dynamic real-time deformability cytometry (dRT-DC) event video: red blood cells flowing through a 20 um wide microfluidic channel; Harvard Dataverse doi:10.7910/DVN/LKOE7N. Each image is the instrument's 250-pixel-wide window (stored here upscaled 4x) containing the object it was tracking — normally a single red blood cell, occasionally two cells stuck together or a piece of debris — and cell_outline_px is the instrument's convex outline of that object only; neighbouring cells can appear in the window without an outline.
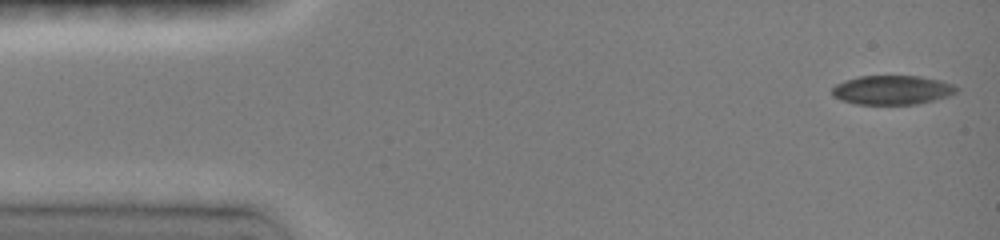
{"species": "common noctule bat (a hibernating species)", "species_latin": "Nyctalus noctula", "temperature_condition": "room temperature", "stored_images_in_passage": 4, "camera_frame_rate_fps": 3000, "um_per_image_px": 0.085, "animal": {"sex": "female", "body_mass_g": 19.0, "forearm_length_mm": 51.5}, "frame": {"image": 1, "passage_image": 1, "time_ms": 0.0, "image_size_px": [1000, 240], "cell_outline_px": [[960, 88], [956, 92], [948, 96], [916, 104], [856, 104], [840, 100], [832, 96], [832, 88], [836, 84], [844, 80], [860, 76], [920, 76], [940, 80], [952, 84]], "centroid_in_image_um": [75.81, 7.64], "position_along_channel_um": 9.2, "area_um2": 21.15}}
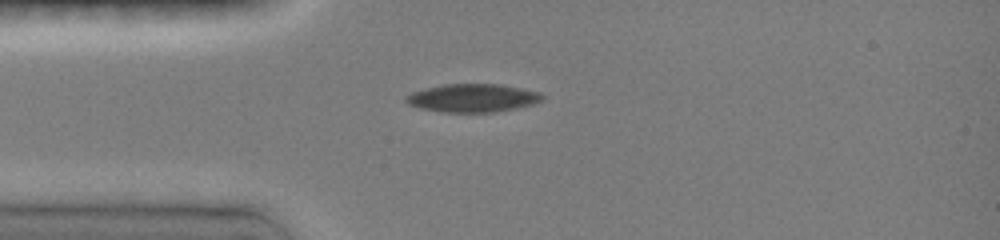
{"frame": {"image": 2, "passage_image": 4, "time_ms": 3.333, "image_size_px": [1000, 240], "cell_outline_px": [[544, 100], [532, 104], [516, 108], [492, 112], [444, 112], [420, 108], [408, 104], [404, 100], [404, 96], [412, 92], [424, 88], [444, 84], [500, 84], [540, 92], [544, 96]], "centroid_in_image_um": [40.15, 8.32], "position_along_channel_um": 44.8, "area_um2": 22.43}}